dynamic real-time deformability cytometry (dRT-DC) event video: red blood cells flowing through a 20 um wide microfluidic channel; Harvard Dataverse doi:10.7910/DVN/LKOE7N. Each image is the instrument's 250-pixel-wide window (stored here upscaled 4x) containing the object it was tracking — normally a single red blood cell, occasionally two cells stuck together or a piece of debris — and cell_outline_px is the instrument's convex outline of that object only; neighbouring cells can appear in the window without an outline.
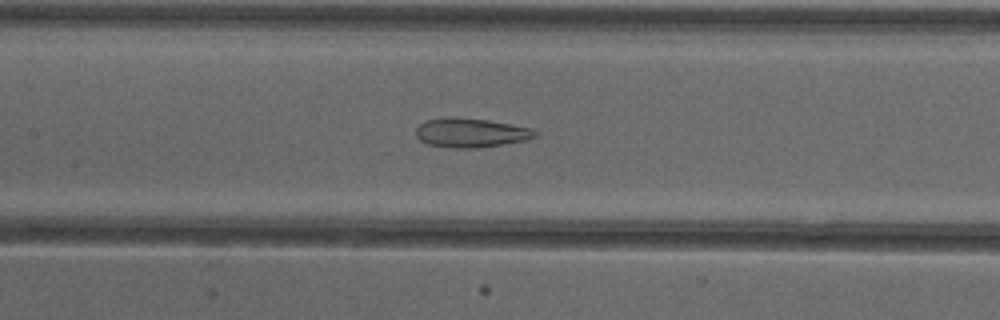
{"species": "common noctule bat (a hibernating species)", "species_latin": "Nyctalus noctula", "temperature_condition": "cold", "stored_images_in_passage": 46, "camera_frame_rate_fps": 3000, "um_per_image_px": 0.085, "animal": {"sex": "female"}, "frame": {"image": 1, "passage_image": 25, "time_ms": 8.0, "image_size_px": [1000, 320], "cell_outline_px": [[540, 136], [528, 140], [472, 148], [456, 148], [428, 144], [420, 140], [416, 136], [416, 128], [424, 120], [444, 116], [452, 116], [488, 120], [532, 128], [540, 132]], "centroid_in_image_um": [40.04, 11.26], "position_along_channel_um": 167.4, "area_um2": 20.52}}
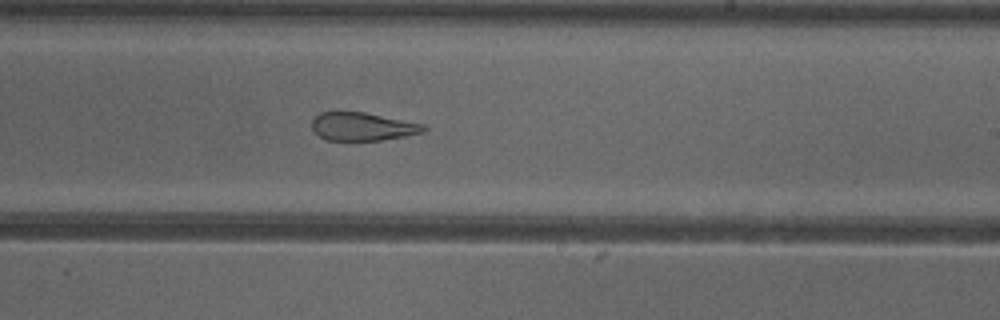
{"frame": {"image": 2, "passage_image": 32, "time_ms": 10.333, "image_size_px": [1000, 320], "cell_outline_px": [[428, 128], [424, 132], [404, 136], [380, 140], [328, 140], [320, 136], [312, 128], [312, 120], [320, 112], [364, 112], [424, 124]], "centroid_in_image_um": [30.83, 10.75], "position_along_channel_um": 258.2, "area_um2": 18.15}}
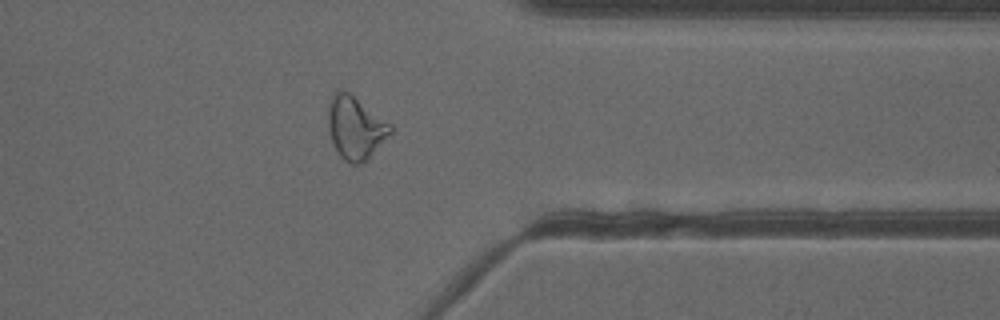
{"frame": {"image": 3, "passage_image": 42, "time_ms": 13.667, "image_size_px": [1000, 320], "cell_outline_px": [[392, 132], [360, 164], [352, 164], [344, 160], [340, 156], [332, 144], [328, 132], [328, 104], [336, 88], [348, 92], [392, 124]], "centroid_in_image_um": [30.16, 10.83], "position_along_channel_um": 381.2, "area_um2": 22.6}}